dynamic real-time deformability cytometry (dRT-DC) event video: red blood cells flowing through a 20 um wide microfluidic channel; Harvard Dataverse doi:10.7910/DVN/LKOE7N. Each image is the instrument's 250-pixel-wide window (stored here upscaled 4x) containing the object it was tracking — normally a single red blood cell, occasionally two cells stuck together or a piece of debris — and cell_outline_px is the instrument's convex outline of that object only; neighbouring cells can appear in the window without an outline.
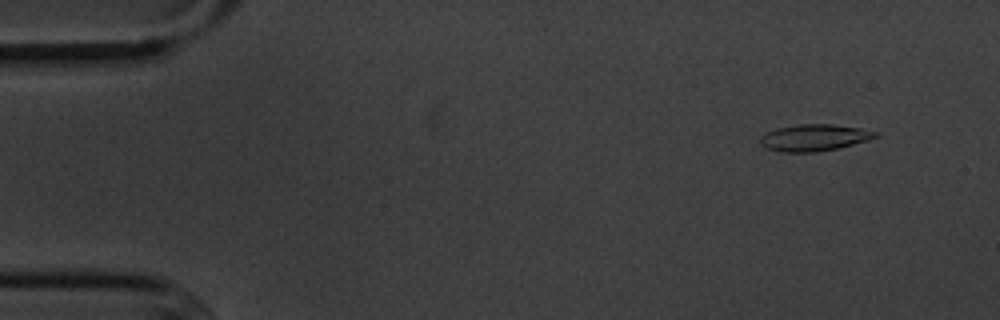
{"species": "common noctule bat (a hibernating species)", "species_latin": "Nyctalus noctula", "temperature_condition": "cold", "stored_images_in_passage": 5, "segment_of_instrument_passage": [2, 2], "camera_frame_rate_fps": 3000, "um_per_image_px": 0.085, "animal": {"sex": "male", "body_mass_g": 20.1, "forearm_length_mm": 53.5}, "frame": {"image": 1, "passage_image": 5, "time_ms": 5.667, "image_size_px": [1000, 320], "cell_outline_px": [[880, 136], [868, 140], [836, 148], [816, 152], [784, 152], [768, 148], [760, 144], [760, 136], [776, 128], [800, 124], [832, 124], [860, 128], [880, 132]], "centroid_in_image_um": [69.24, 11.69], "position_along_channel_um": 15.8, "area_um2": 17.8}}